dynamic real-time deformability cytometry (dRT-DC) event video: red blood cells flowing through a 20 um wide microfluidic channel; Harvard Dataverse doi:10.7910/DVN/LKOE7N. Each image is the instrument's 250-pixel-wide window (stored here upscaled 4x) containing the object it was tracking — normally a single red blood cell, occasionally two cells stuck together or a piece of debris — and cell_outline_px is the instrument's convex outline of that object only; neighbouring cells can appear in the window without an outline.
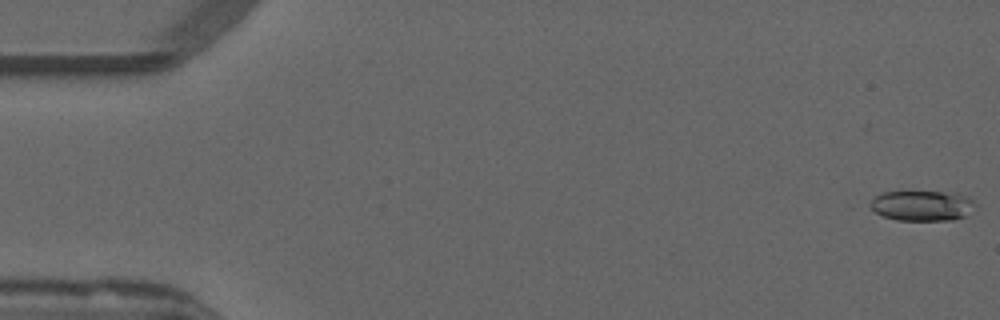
{"species": "common noctule bat (a hibernating species)", "species_latin": "Nyctalus noctula", "temperature_condition": "warm", "stored_images_in_passage": 9, "camera_frame_rate_fps": 3000, "um_per_image_px": 0.085, "animal": {"sex": "male", "forearm_length_mm": 52.5}, "frame": {"image": 1, "passage_image": 1, "time_ms": 0.0, "image_size_px": [1000, 320], "cell_outline_px": [[976, 204], [964, 216], [952, 220], [896, 220], [884, 216], [868, 208], [868, 204], [880, 192], [912, 188], [956, 192], [968, 196]], "centroid_in_image_um": [78.32, 17.4], "position_along_channel_um": 6.7, "area_um2": 19.65}}